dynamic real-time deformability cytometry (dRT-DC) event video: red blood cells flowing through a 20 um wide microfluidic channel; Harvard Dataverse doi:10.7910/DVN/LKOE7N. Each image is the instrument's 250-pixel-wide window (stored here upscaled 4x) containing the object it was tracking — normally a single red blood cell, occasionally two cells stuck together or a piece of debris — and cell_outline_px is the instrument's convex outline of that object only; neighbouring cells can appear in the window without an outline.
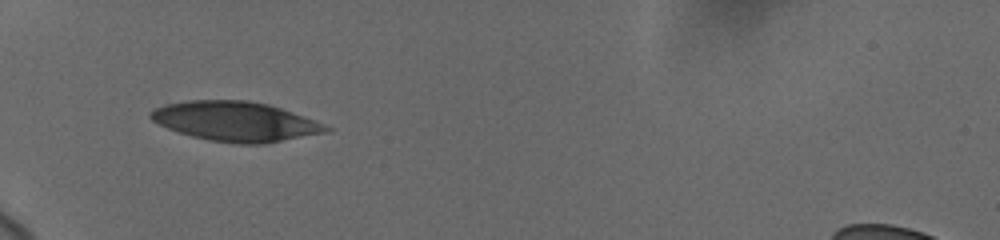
{"species": "human", "species_latin": "Homo sapiens", "temperature_condition": "cold", "stored_images_in_passage": 53, "camera_frame_rate_fps": 3000, "um_per_image_px": 0.085, "donor": {"sex": "female"}, "frame": {"image": 1, "passage_image": 1, "time_ms": 0.0, "image_size_px": [1000, 240], "cell_outline_px": [[332, 132], [264, 144], [240, 144], [212, 140], [192, 136], [168, 128], [152, 120], [148, 116], [148, 112], [164, 104], [188, 100], [248, 100], [268, 104], [316, 120], [332, 128]], "centroid_in_image_um": [20.07, 10.32], "position_along_channel_um": 64.9, "area_um2": 40.63}}
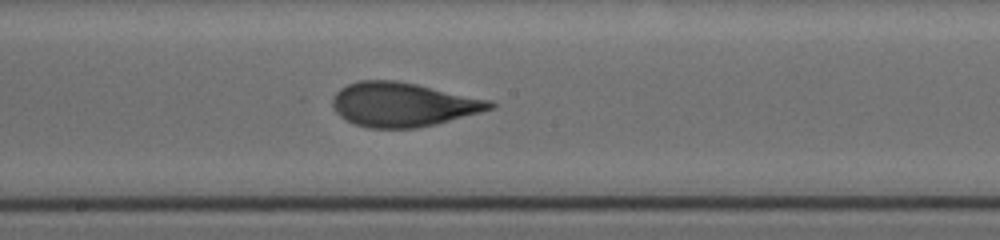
{"frame": {"image": 2, "passage_image": 17, "time_ms": 4.333, "image_size_px": [1000, 240], "cell_outline_px": [[496, 108], [436, 124], [416, 128], [368, 128], [356, 124], [340, 116], [336, 112], [332, 104], [332, 100], [336, 92], [340, 88], [348, 84], [360, 80], [396, 80], [416, 84], [492, 100], [496, 104]], "centroid_in_image_um": [34.28, 8.88], "position_along_channel_um": 213.9, "area_um2": 40.52}}
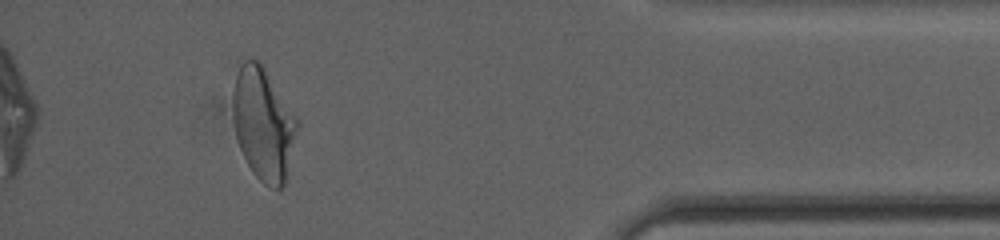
{"frame": {"image": 3, "passage_image": 45, "time_ms": 10.667, "image_size_px": [1000, 240], "cell_outline_px": [[300, 124], [284, 184], [280, 188], [272, 188], [264, 184], [252, 172], [240, 148], [236, 136], [232, 104], [232, 92], [236, 76], [244, 60], [256, 60], [264, 64], [300, 120]], "centroid_in_image_um": [22.42, 10.49], "position_along_channel_um": 412.8, "area_um2": 42.6}, "authors_computed_cell_mechanics": {"area_um2": 40.9802, "velocity_mm_per_s": 3.7028, "shape_relaxation_time_tau1_ms": 5.1779, "shape_relaxation_time_tau2_ms": 0.8424, "deformation_change_tau1": 0.1705, "deformation_change_tau2": 0.072}}